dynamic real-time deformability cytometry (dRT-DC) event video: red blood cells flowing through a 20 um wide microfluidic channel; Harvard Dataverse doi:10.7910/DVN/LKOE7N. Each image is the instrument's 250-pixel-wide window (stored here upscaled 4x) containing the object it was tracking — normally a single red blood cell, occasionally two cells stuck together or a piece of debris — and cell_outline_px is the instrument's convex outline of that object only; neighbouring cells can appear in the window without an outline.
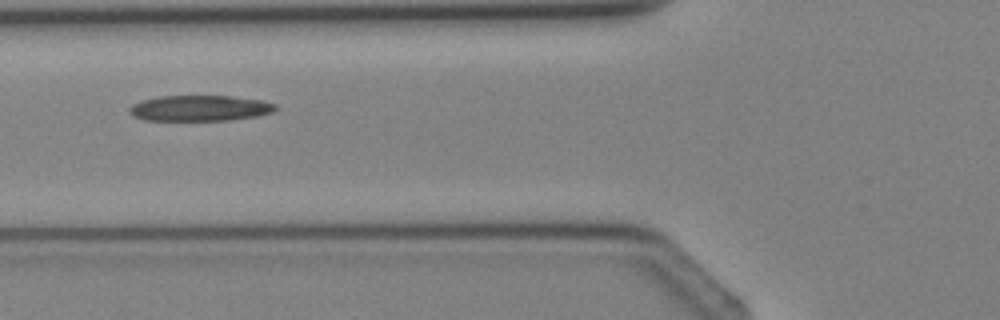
{"species": "Egyptian fruit bat (a non-hibernating species)", "species_latin": "Rousettus aegyptiacus", "temperature_condition": "cold", "stored_images_in_passage": 4, "camera_frame_rate_fps": 3000, "um_per_image_px": 0.085, "animal": {"sex": "female"}, "frame": {"image": 1, "passage_image": 4, "time_ms": 3.667, "image_size_px": [1000, 320], "cell_outline_px": [[276, 108], [272, 112], [256, 116], [228, 120], [144, 120], [132, 116], [128, 112], [128, 108], [132, 104], [140, 100], [160, 96], [228, 96], [260, 100], [276, 104]], "centroid_in_image_um": [16.91, 9.19], "position_along_channel_um": 108.9, "area_um2": 21.85}}